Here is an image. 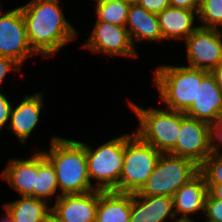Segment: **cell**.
Masks as SVG:
<instances>
[{"label":"cell","mask_w":222,"mask_h":222,"mask_svg":"<svg viewBox=\"0 0 222 222\" xmlns=\"http://www.w3.org/2000/svg\"><path fill=\"white\" fill-rule=\"evenodd\" d=\"M59 0H31L20 6L30 46L36 54L53 57L77 36L76 29L66 20Z\"/></svg>","instance_id":"6da1fadb"},{"label":"cell","mask_w":222,"mask_h":222,"mask_svg":"<svg viewBox=\"0 0 222 222\" xmlns=\"http://www.w3.org/2000/svg\"><path fill=\"white\" fill-rule=\"evenodd\" d=\"M41 151L55 169L61 195L95 190L89 179L84 142L54 135L49 151Z\"/></svg>","instance_id":"7a4b0ae2"},{"label":"cell","mask_w":222,"mask_h":222,"mask_svg":"<svg viewBox=\"0 0 222 222\" xmlns=\"http://www.w3.org/2000/svg\"><path fill=\"white\" fill-rule=\"evenodd\" d=\"M154 71V83L166 109L185 113L197 99L198 82L209 72L185 65H161Z\"/></svg>","instance_id":"3957f363"},{"label":"cell","mask_w":222,"mask_h":222,"mask_svg":"<svg viewBox=\"0 0 222 222\" xmlns=\"http://www.w3.org/2000/svg\"><path fill=\"white\" fill-rule=\"evenodd\" d=\"M128 102L140 123L138 130L134 133L161 154H168L176 145L182 112L166 108L143 109L131 100Z\"/></svg>","instance_id":"277c9868"},{"label":"cell","mask_w":222,"mask_h":222,"mask_svg":"<svg viewBox=\"0 0 222 222\" xmlns=\"http://www.w3.org/2000/svg\"><path fill=\"white\" fill-rule=\"evenodd\" d=\"M161 153L136 133L125 134V157L117 192H138L153 173Z\"/></svg>","instance_id":"5b68a950"},{"label":"cell","mask_w":222,"mask_h":222,"mask_svg":"<svg viewBox=\"0 0 222 222\" xmlns=\"http://www.w3.org/2000/svg\"><path fill=\"white\" fill-rule=\"evenodd\" d=\"M89 179L94 189L117 192L125 157V134L91 148L85 143Z\"/></svg>","instance_id":"8992f818"},{"label":"cell","mask_w":222,"mask_h":222,"mask_svg":"<svg viewBox=\"0 0 222 222\" xmlns=\"http://www.w3.org/2000/svg\"><path fill=\"white\" fill-rule=\"evenodd\" d=\"M199 173L193 161L170 154H161L153 173L137 192L142 196H169L179 190Z\"/></svg>","instance_id":"52a82bcc"},{"label":"cell","mask_w":222,"mask_h":222,"mask_svg":"<svg viewBox=\"0 0 222 222\" xmlns=\"http://www.w3.org/2000/svg\"><path fill=\"white\" fill-rule=\"evenodd\" d=\"M168 154L189 159L200 167L211 154L210 124L182 112L178 139Z\"/></svg>","instance_id":"ba28073f"},{"label":"cell","mask_w":222,"mask_h":222,"mask_svg":"<svg viewBox=\"0 0 222 222\" xmlns=\"http://www.w3.org/2000/svg\"><path fill=\"white\" fill-rule=\"evenodd\" d=\"M186 41L187 67L211 72L222 63V31L198 27Z\"/></svg>","instance_id":"9c48e42d"},{"label":"cell","mask_w":222,"mask_h":222,"mask_svg":"<svg viewBox=\"0 0 222 222\" xmlns=\"http://www.w3.org/2000/svg\"><path fill=\"white\" fill-rule=\"evenodd\" d=\"M33 54L20 7L8 10L0 16V56L10 57L22 66Z\"/></svg>","instance_id":"30bf717a"},{"label":"cell","mask_w":222,"mask_h":222,"mask_svg":"<svg viewBox=\"0 0 222 222\" xmlns=\"http://www.w3.org/2000/svg\"><path fill=\"white\" fill-rule=\"evenodd\" d=\"M94 53H104L109 56H124L137 58L126 26L97 21L87 40L82 45Z\"/></svg>","instance_id":"8fae6325"},{"label":"cell","mask_w":222,"mask_h":222,"mask_svg":"<svg viewBox=\"0 0 222 222\" xmlns=\"http://www.w3.org/2000/svg\"><path fill=\"white\" fill-rule=\"evenodd\" d=\"M51 207V217L56 222H95L98 190L61 195Z\"/></svg>","instance_id":"7c38bea8"},{"label":"cell","mask_w":222,"mask_h":222,"mask_svg":"<svg viewBox=\"0 0 222 222\" xmlns=\"http://www.w3.org/2000/svg\"><path fill=\"white\" fill-rule=\"evenodd\" d=\"M185 114L209 124L222 115V92L211 72L203 77L202 82H198L197 99Z\"/></svg>","instance_id":"4fadbf2b"},{"label":"cell","mask_w":222,"mask_h":222,"mask_svg":"<svg viewBox=\"0 0 222 222\" xmlns=\"http://www.w3.org/2000/svg\"><path fill=\"white\" fill-rule=\"evenodd\" d=\"M166 218H177L172 197L131 193L130 222H166Z\"/></svg>","instance_id":"5bb4252c"},{"label":"cell","mask_w":222,"mask_h":222,"mask_svg":"<svg viewBox=\"0 0 222 222\" xmlns=\"http://www.w3.org/2000/svg\"><path fill=\"white\" fill-rule=\"evenodd\" d=\"M44 93L26 95L16 107H12L8 129L16 135L21 143H25L35 130L44 107Z\"/></svg>","instance_id":"9a60e30c"},{"label":"cell","mask_w":222,"mask_h":222,"mask_svg":"<svg viewBox=\"0 0 222 222\" xmlns=\"http://www.w3.org/2000/svg\"><path fill=\"white\" fill-rule=\"evenodd\" d=\"M208 194V187L204 176L199 172L188 183L177 190L172 198L174 211L179 218L190 219V215L205 211V200Z\"/></svg>","instance_id":"2e32d148"},{"label":"cell","mask_w":222,"mask_h":222,"mask_svg":"<svg viewBox=\"0 0 222 222\" xmlns=\"http://www.w3.org/2000/svg\"><path fill=\"white\" fill-rule=\"evenodd\" d=\"M28 159H11L1 173V177L10 184L21 197L34 198L37 175V152Z\"/></svg>","instance_id":"e0dca14e"},{"label":"cell","mask_w":222,"mask_h":222,"mask_svg":"<svg viewBox=\"0 0 222 222\" xmlns=\"http://www.w3.org/2000/svg\"><path fill=\"white\" fill-rule=\"evenodd\" d=\"M198 11L167 7L157 14L163 40L187 39L199 26H193Z\"/></svg>","instance_id":"ac0fdd59"},{"label":"cell","mask_w":222,"mask_h":222,"mask_svg":"<svg viewBox=\"0 0 222 222\" xmlns=\"http://www.w3.org/2000/svg\"><path fill=\"white\" fill-rule=\"evenodd\" d=\"M126 28L133 46L143 40L163 41L157 14L147 11L137 3L129 6Z\"/></svg>","instance_id":"d6986e66"},{"label":"cell","mask_w":222,"mask_h":222,"mask_svg":"<svg viewBox=\"0 0 222 222\" xmlns=\"http://www.w3.org/2000/svg\"><path fill=\"white\" fill-rule=\"evenodd\" d=\"M131 193L98 190L95 222H130Z\"/></svg>","instance_id":"ffe728a7"},{"label":"cell","mask_w":222,"mask_h":222,"mask_svg":"<svg viewBox=\"0 0 222 222\" xmlns=\"http://www.w3.org/2000/svg\"><path fill=\"white\" fill-rule=\"evenodd\" d=\"M48 203L38 198L22 197L4 203L3 207L11 214L14 222H48L52 210Z\"/></svg>","instance_id":"44dd1931"},{"label":"cell","mask_w":222,"mask_h":222,"mask_svg":"<svg viewBox=\"0 0 222 222\" xmlns=\"http://www.w3.org/2000/svg\"><path fill=\"white\" fill-rule=\"evenodd\" d=\"M58 191L56 172L51 162L42 151L37 152V175L34 187V198L47 201L53 195L56 200L61 196Z\"/></svg>","instance_id":"7402d4cb"},{"label":"cell","mask_w":222,"mask_h":222,"mask_svg":"<svg viewBox=\"0 0 222 222\" xmlns=\"http://www.w3.org/2000/svg\"><path fill=\"white\" fill-rule=\"evenodd\" d=\"M130 2L126 0H101L96 2L97 21L126 26Z\"/></svg>","instance_id":"603a6c76"},{"label":"cell","mask_w":222,"mask_h":222,"mask_svg":"<svg viewBox=\"0 0 222 222\" xmlns=\"http://www.w3.org/2000/svg\"><path fill=\"white\" fill-rule=\"evenodd\" d=\"M198 21L202 28L219 29L222 26V0H200Z\"/></svg>","instance_id":"cb8c5ba5"},{"label":"cell","mask_w":222,"mask_h":222,"mask_svg":"<svg viewBox=\"0 0 222 222\" xmlns=\"http://www.w3.org/2000/svg\"><path fill=\"white\" fill-rule=\"evenodd\" d=\"M206 184H222V155L210 154L199 167Z\"/></svg>","instance_id":"d4e9b609"},{"label":"cell","mask_w":222,"mask_h":222,"mask_svg":"<svg viewBox=\"0 0 222 222\" xmlns=\"http://www.w3.org/2000/svg\"><path fill=\"white\" fill-rule=\"evenodd\" d=\"M204 214L205 222H222V201L207 194Z\"/></svg>","instance_id":"484cf974"},{"label":"cell","mask_w":222,"mask_h":222,"mask_svg":"<svg viewBox=\"0 0 222 222\" xmlns=\"http://www.w3.org/2000/svg\"><path fill=\"white\" fill-rule=\"evenodd\" d=\"M211 154L222 155L220 146L222 145V115L210 124Z\"/></svg>","instance_id":"4316f807"},{"label":"cell","mask_w":222,"mask_h":222,"mask_svg":"<svg viewBox=\"0 0 222 222\" xmlns=\"http://www.w3.org/2000/svg\"><path fill=\"white\" fill-rule=\"evenodd\" d=\"M136 3L155 14L170 6L169 0H138Z\"/></svg>","instance_id":"83f0119b"},{"label":"cell","mask_w":222,"mask_h":222,"mask_svg":"<svg viewBox=\"0 0 222 222\" xmlns=\"http://www.w3.org/2000/svg\"><path fill=\"white\" fill-rule=\"evenodd\" d=\"M20 68L21 65L14 59L0 56V84L4 81V78H6L9 71L15 70V72H17ZM0 89L2 88L0 87Z\"/></svg>","instance_id":"f1b7e54d"},{"label":"cell","mask_w":222,"mask_h":222,"mask_svg":"<svg viewBox=\"0 0 222 222\" xmlns=\"http://www.w3.org/2000/svg\"><path fill=\"white\" fill-rule=\"evenodd\" d=\"M12 103L7 99V96L0 92V130L10 121Z\"/></svg>","instance_id":"f546056e"},{"label":"cell","mask_w":222,"mask_h":222,"mask_svg":"<svg viewBox=\"0 0 222 222\" xmlns=\"http://www.w3.org/2000/svg\"><path fill=\"white\" fill-rule=\"evenodd\" d=\"M170 7L199 11L200 0H169Z\"/></svg>","instance_id":"4dcf8cb0"},{"label":"cell","mask_w":222,"mask_h":222,"mask_svg":"<svg viewBox=\"0 0 222 222\" xmlns=\"http://www.w3.org/2000/svg\"><path fill=\"white\" fill-rule=\"evenodd\" d=\"M208 194L215 199L222 201V184H206Z\"/></svg>","instance_id":"1f68e13d"},{"label":"cell","mask_w":222,"mask_h":222,"mask_svg":"<svg viewBox=\"0 0 222 222\" xmlns=\"http://www.w3.org/2000/svg\"><path fill=\"white\" fill-rule=\"evenodd\" d=\"M211 73L214 75L216 83L222 92V63L215 67Z\"/></svg>","instance_id":"d6a6232c"},{"label":"cell","mask_w":222,"mask_h":222,"mask_svg":"<svg viewBox=\"0 0 222 222\" xmlns=\"http://www.w3.org/2000/svg\"><path fill=\"white\" fill-rule=\"evenodd\" d=\"M6 211V214L4 215L3 218H1L2 220L0 222H14L11 214L8 212L7 209L3 208Z\"/></svg>","instance_id":"836d02e7"},{"label":"cell","mask_w":222,"mask_h":222,"mask_svg":"<svg viewBox=\"0 0 222 222\" xmlns=\"http://www.w3.org/2000/svg\"><path fill=\"white\" fill-rule=\"evenodd\" d=\"M173 222H194V220L192 218L190 219H185V218H175L174 220H172ZM170 221V222H172Z\"/></svg>","instance_id":"e575fe53"},{"label":"cell","mask_w":222,"mask_h":222,"mask_svg":"<svg viewBox=\"0 0 222 222\" xmlns=\"http://www.w3.org/2000/svg\"><path fill=\"white\" fill-rule=\"evenodd\" d=\"M126 1H128L130 3H136L138 0H126Z\"/></svg>","instance_id":"d590c367"},{"label":"cell","mask_w":222,"mask_h":222,"mask_svg":"<svg viewBox=\"0 0 222 222\" xmlns=\"http://www.w3.org/2000/svg\"><path fill=\"white\" fill-rule=\"evenodd\" d=\"M48 222H56V221L51 217Z\"/></svg>","instance_id":"8d00e7d4"},{"label":"cell","mask_w":222,"mask_h":222,"mask_svg":"<svg viewBox=\"0 0 222 222\" xmlns=\"http://www.w3.org/2000/svg\"><path fill=\"white\" fill-rule=\"evenodd\" d=\"M0 8H1V7H0ZM3 14H4V12L0 9V16L3 15Z\"/></svg>","instance_id":"74e56055"}]
</instances>
